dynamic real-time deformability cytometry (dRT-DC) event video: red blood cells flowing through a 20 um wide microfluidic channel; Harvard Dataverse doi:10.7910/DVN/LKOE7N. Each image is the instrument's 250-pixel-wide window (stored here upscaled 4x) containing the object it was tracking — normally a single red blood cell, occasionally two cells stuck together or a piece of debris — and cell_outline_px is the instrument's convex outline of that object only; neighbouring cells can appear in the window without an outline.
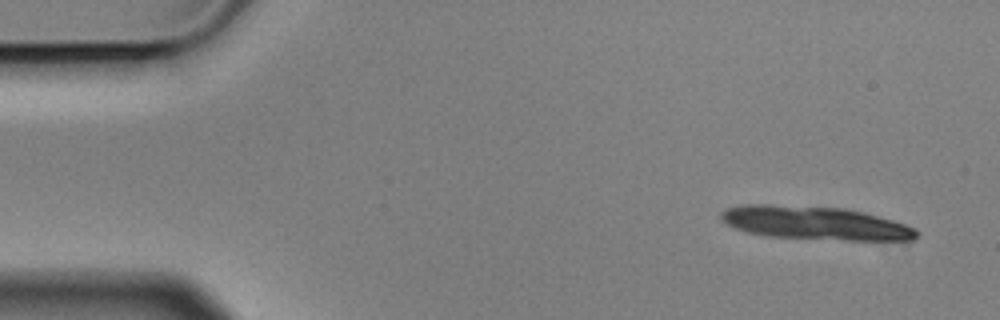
{"species": "Egyptian fruit bat (a non-hibernating species)", "species_latin": "Rousettus aegyptiacus", "temperature_condition": "cold", "stored_images_in_passage": 12, "camera_frame_rate_fps": 3000, "um_per_image_px": 0.085, "animal": {"sex": "male"}, "frame": {"image": 1, "passage_image": 1, "time_ms": 0.0, "image_size_px": [1000, 320], "cell_outline_px": [[920, 232], [912, 240], [848, 240], [764, 236], [748, 232], [736, 228], [720, 220], [720, 212], [728, 208], [744, 204], [768, 204], [844, 208], [864, 212], [892, 220], [916, 228]], "centroid_in_image_um": [69.27, 18.95], "position_along_channel_um": 15.7, "area_um2": 37.97}}
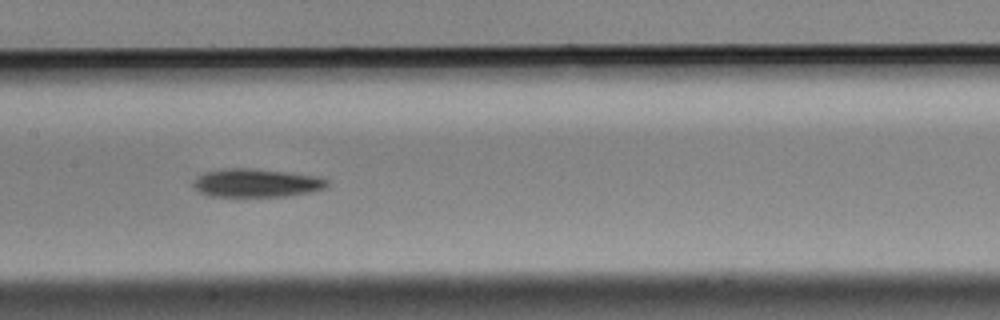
{"frame": {"image": 2, "passage_image": 7, "time_ms": 2.0, "image_size_px": [1000, 320], "cell_outline_px": [[328, 188], [312, 192], [288, 196], [208, 196], [192, 188], [192, 184], [196, 176], [204, 172], [224, 168], [248, 168], [288, 172], [320, 176], [328, 180]], "centroid_in_image_um": [21.8, 15.55], "position_along_channel_um": 185.6, "area_um2": 22.48}}
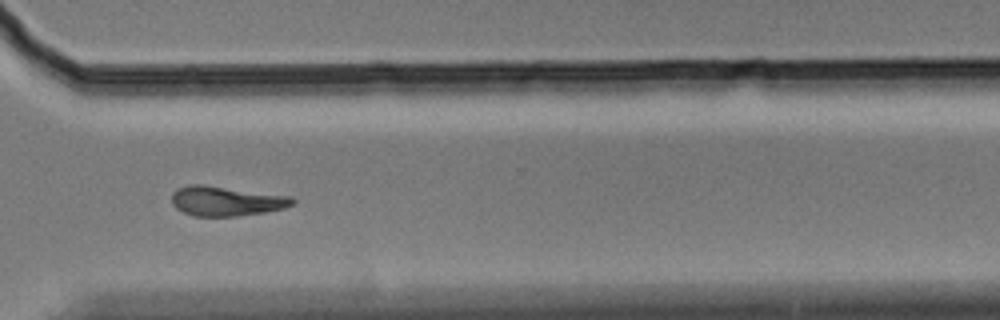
{"frame": {"image": 3, "passage_image": 11, "time_ms": 3.333, "image_size_px": [1000, 320], "cell_outline_px": [[296, 200], [292, 204], [284, 208], [264, 212], [236, 216], [192, 216], [176, 208], [172, 204], [172, 192], [176, 188], [188, 184], [204, 184], [292, 196]], "centroid_in_image_um": [19.2, 17.07], "position_along_channel_um": 351.4, "area_um2": 21.1}}